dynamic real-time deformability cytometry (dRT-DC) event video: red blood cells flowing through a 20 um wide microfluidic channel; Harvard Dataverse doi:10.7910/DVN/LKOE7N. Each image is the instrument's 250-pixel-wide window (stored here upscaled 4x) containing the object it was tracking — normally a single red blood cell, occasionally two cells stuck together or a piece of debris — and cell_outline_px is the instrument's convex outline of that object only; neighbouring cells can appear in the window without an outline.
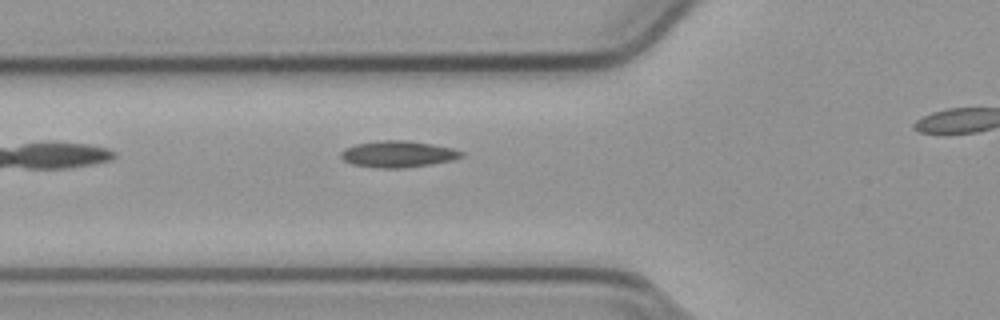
{"species": "common noctule bat (a hibernating species)", "species_latin": "Nyctalus noctula", "temperature_condition": "cold", "stored_images_in_passage": 21, "camera_frame_rate_fps": 3000, "um_per_image_px": 0.085, "animal": {"sex": "male", "body_mass_g": 23.1, "forearm_length_mm": 52.7}, "frame": {"image": 1, "passage_image": 3, "time_ms": 0.667, "image_size_px": [1000, 320], "cell_outline_px": [[464, 156], [452, 160], [432, 164], [400, 168], [376, 168], [352, 164], [344, 160], [340, 156], [340, 152], [344, 148], [356, 144], [376, 140], [404, 140], [432, 144], [452, 148], [464, 152]], "centroid_in_image_um": [33.81, 13.09], "position_along_channel_um": 92.0, "area_um2": 18.67}}
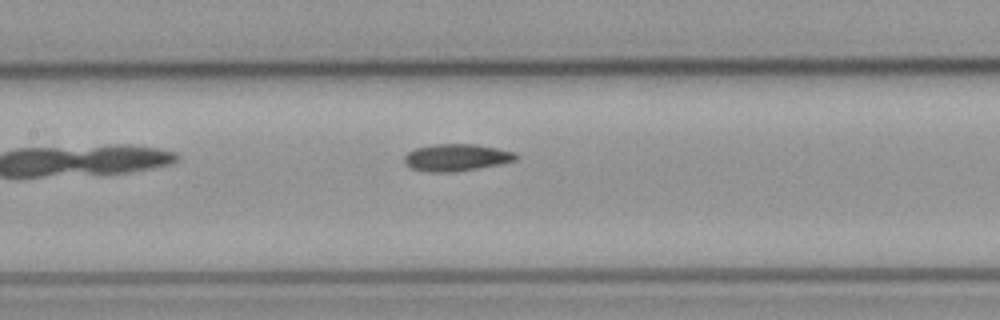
{"frame": {"image": 2, "passage_image": 9, "time_ms": 2.667, "image_size_px": [1000, 320], "cell_outline_px": [[520, 156], [516, 160], [500, 164], [456, 172], [428, 172], [412, 168], [404, 164], [404, 156], [408, 152], [416, 148], [436, 144], [476, 144], [516, 152]], "centroid_in_image_um": [38.81, 13.39], "position_along_channel_um": 168.6, "area_um2": 17.69}}
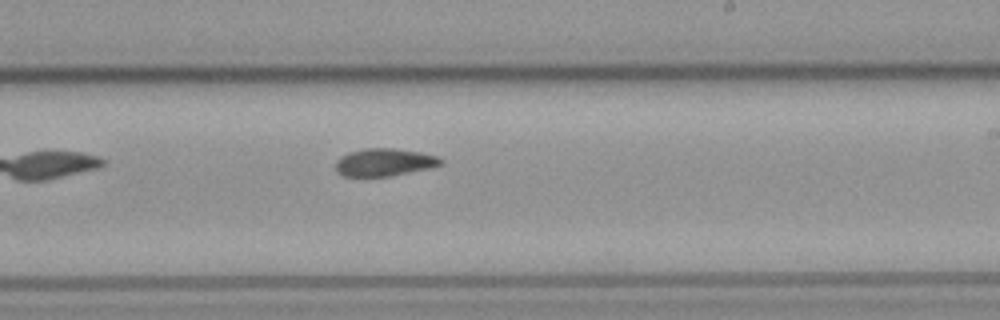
{"frame": {"image": 3, "passage_image": 16, "time_ms": 5.0, "image_size_px": [1000, 320], "cell_outline_px": [[444, 164], [432, 168], [392, 176], [344, 176], [336, 172], [336, 160], [340, 156], [348, 152], [364, 148], [396, 148], [420, 152], [440, 156], [444, 160]], "centroid_in_image_um": [32.72, 13.79], "position_along_channel_um": 256.3, "area_um2": 17.34}}